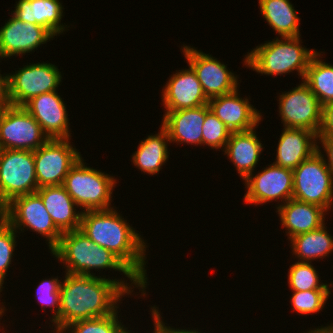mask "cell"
Here are the masks:
<instances>
[{
	"label": "cell",
	"instance_id": "b9f144b4",
	"mask_svg": "<svg viewBox=\"0 0 333 333\" xmlns=\"http://www.w3.org/2000/svg\"><path fill=\"white\" fill-rule=\"evenodd\" d=\"M5 307H0V317L2 316V314L4 313V311H5V309H4Z\"/></svg>",
	"mask_w": 333,
	"mask_h": 333
},
{
	"label": "cell",
	"instance_id": "1f68e13d",
	"mask_svg": "<svg viewBox=\"0 0 333 333\" xmlns=\"http://www.w3.org/2000/svg\"><path fill=\"white\" fill-rule=\"evenodd\" d=\"M231 132L211 110L206 114L203 123L202 144L212 149H225Z\"/></svg>",
	"mask_w": 333,
	"mask_h": 333
},
{
	"label": "cell",
	"instance_id": "30bf717a",
	"mask_svg": "<svg viewBox=\"0 0 333 333\" xmlns=\"http://www.w3.org/2000/svg\"><path fill=\"white\" fill-rule=\"evenodd\" d=\"M33 155L38 188L63 185L68 172L81 158L69 139H49Z\"/></svg>",
	"mask_w": 333,
	"mask_h": 333
},
{
	"label": "cell",
	"instance_id": "4dcf8cb0",
	"mask_svg": "<svg viewBox=\"0 0 333 333\" xmlns=\"http://www.w3.org/2000/svg\"><path fill=\"white\" fill-rule=\"evenodd\" d=\"M330 294L329 290L293 291L291 305L300 314L316 313L324 308Z\"/></svg>",
	"mask_w": 333,
	"mask_h": 333
},
{
	"label": "cell",
	"instance_id": "f546056e",
	"mask_svg": "<svg viewBox=\"0 0 333 333\" xmlns=\"http://www.w3.org/2000/svg\"><path fill=\"white\" fill-rule=\"evenodd\" d=\"M68 329L71 330L69 333H120L124 325L119 323L116 311L104 317L72 322L61 333Z\"/></svg>",
	"mask_w": 333,
	"mask_h": 333
},
{
	"label": "cell",
	"instance_id": "4fadbf2b",
	"mask_svg": "<svg viewBox=\"0 0 333 333\" xmlns=\"http://www.w3.org/2000/svg\"><path fill=\"white\" fill-rule=\"evenodd\" d=\"M182 50L208 99L231 93L237 89L239 85L237 77L227 69L226 65L211 55L190 46L184 45Z\"/></svg>",
	"mask_w": 333,
	"mask_h": 333
},
{
	"label": "cell",
	"instance_id": "f35d334b",
	"mask_svg": "<svg viewBox=\"0 0 333 333\" xmlns=\"http://www.w3.org/2000/svg\"><path fill=\"white\" fill-rule=\"evenodd\" d=\"M308 333H333V326H326V327H321L317 328L315 330H310Z\"/></svg>",
	"mask_w": 333,
	"mask_h": 333
},
{
	"label": "cell",
	"instance_id": "44dd1931",
	"mask_svg": "<svg viewBox=\"0 0 333 333\" xmlns=\"http://www.w3.org/2000/svg\"><path fill=\"white\" fill-rule=\"evenodd\" d=\"M36 193L41 197L53 223L61 233L80 228L82 210L78 213L75 211L76 203L63 185L41 187Z\"/></svg>",
	"mask_w": 333,
	"mask_h": 333
},
{
	"label": "cell",
	"instance_id": "d590c367",
	"mask_svg": "<svg viewBox=\"0 0 333 333\" xmlns=\"http://www.w3.org/2000/svg\"><path fill=\"white\" fill-rule=\"evenodd\" d=\"M324 148V152L326 153L328 159V163H326L330 173L333 177V136H317Z\"/></svg>",
	"mask_w": 333,
	"mask_h": 333
},
{
	"label": "cell",
	"instance_id": "74e56055",
	"mask_svg": "<svg viewBox=\"0 0 333 333\" xmlns=\"http://www.w3.org/2000/svg\"><path fill=\"white\" fill-rule=\"evenodd\" d=\"M8 106L7 90H0V118Z\"/></svg>",
	"mask_w": 333,
	"mask_h": 333
},
{
	"label": "cell",
	"instance_id": "ab89813d",
	"mask_svg": "<svg viewBox=\"0 0 333 333\" xmlns=\"http://www.w3.org/2000/svg\"><path fill=\"white\" fill-rule=\"evenodd\" d=\"M152 317H153V319H154V326H155V328H154V333H162L159 329H158V324H157V320H156V314H155V306L152 308Z\"/></svg>",
	"mask_w": 333,
	"mask_h": 333
},
{
	"label": "cell",
	"instance_id": "836d02e7",
	"mask_svg": "<svg viewBox=\"0 0 333 333\" xmlns=\"http://www.w3.org/2000/svg\"><path fill=\"white\" fill-rule=\"evenodd\" d=\"M60 285L61 282L58 280V278H52L43 280L37 287V299L42 303V308H52L51 310L54 314L52 316V322L59 316Z\"/></svg>",
	"mask_w": 333,
	"mask_h": 333
},
{
	"label": "cell",
	"instance_id": "9a60e30c",
	"mask_svg": "<svg viewBox=\"0 0 333 333\" xmlns=\"http://www.w3.org/2000/svg\"><path fill=\"white\" fill-rule=\"evenodd\" d=\"M56 91L38 95L23 107L40 124L49 139H69V122L66 106Z\"/></svg>",
	"mask_w": 333,
	"mask_h": 333
},
{
	"label": "cell",
	"instance_id": "8d00e7d4",
	"mask_svg": "<svg viewBox=\"0 0 333 333\" xmlns=\"http://www.w3.org/2000/svg\"><path fill=\"white\" fill-rule=\"evenodd\" d=\"M159 310L156 309L155 307V314H156V320H157V324H158V329L162 332V333H200L197 330H186V329H174V328H170V326H165V323H163V321L160 319L161 315L158 312Z\"/></svg>",
	"mask_w": 333,
	"mask_h": 333
},
{
	"label": "cell",
	"instance_id": "4316f807",
	"mask_svg": "<svg viewBox=\"0 0 333 333\" xmlns=\"http://www.w3.org/2000/svg\"><path fill=\"white\" fill-rule=\"evenodd\" d=\"M326 225L289 239L292 243L293 255H297L300 262H311L312 259L324 258L333 251V237L328 233Z\"/></svg>",
	"mask_w": 333,
	"mask_h": 333
},
{
	"label": "cell",
	"instance_id": "52a82bcc",
	"mask_svg": "<svg viewBox=\"0 0 333 333\" xmlns=\"http://www.w3.org/2000/svg\"><path fill=\"white\" fill-rule=\"evenodd\" d=\"M320 148L293 170L292 198L328 211L333 204V177Z\"/></svg>",
	"mask_w": 333,
	"mask_h": 333
},
{
	"label": "cell",
	"instance_id": "2e32d148",
	"mask_svg": "<svg viewBox=\"0 0 333 333\" xmlns=\"http://www.w3.org/2000/svg\"><path fill=\"white\" fill-rule=\"evenodd\" d=\"M53 37L43 26L23 22L12 14L0 29V55L10 58L30 53Z\"/></svg>",
	"mask_w": 333,
	"mask_h": 333
},
{
	"label": "cell",
	"instance_id": "e0dca14e",
	"mask_svg": "<svg viewBox=\"0 0 333 333\" xmlns=\"http://www.w3.org/2000/svg\"><path fill=\"white\" fill-rule=\"evenodd\" d=\"M238 90L210 98L209 108L230 132L247 131L257 127L261 114L247 98L242 99Z\"/></svg>",
	"mask_w": 333,
	"mask_h": 333
},
{
	"label": "cell",
	"instance_id": "cb8c5ba5",
	"mask_svg": "<svg viewBox=\"0 0 333 333\" xmlns=\"http://www.w3.org/2000/svg\"><path fill=\"white\" fill-rule=\"evenodd\" d=\"M62 9L59 0H19L13 15L23 22L41 25L57 36L65 30V25L60 23Z\"/></svg>",
	"mask_w": 333,
	"mask_h": 333
},
{
	"label": "cell",
	"instance_id": "484cf974",
	"mask_svg": "<svg viewBox=\"0 0 333 333\" xmlns=\"http://www.w3.org/2000/svg\"><path fill=\"white\" fill-rule=\"evenodd\" d=\"M261 14L282 37H299L300 20L289 0H259Z\"/></svg>",
	"mask_w": 333,
	"mask_h": 333
},
{
	"label": "cell",
	"instance_id": "9c48e42d",
	"mask_svg": "<svg viewBox=\"0 0 333 333\" xmlns=\"http://www.w3.org/2000/svg\"><path fill=\"white\" fill-rule=\"evenodd\" d=\"M4 219L16 230L29 227L47 238L50 251L58 244L62 233L53 223L37 193L13 198L4 206ZM23 226V227H22Z\"/></svg>",
	"mask_w": 333,
	"mask_h": 333
},
{
	"label": "cell",
	"instance_id": "7402d4cb",
	"mask_svg": "<svg viewBox=\"0 0 333 333\" xmlns=\"http://www.w3.org/2000/svg\"><path fill=\"white\" fill-rule=\"evenodd\" d=\"M283 228L288 238L320 228L324 223L326 210L318 205L289 199L277 207Z\"/></svg>",
	"mask_w": 333,
	"mask_h": 333
},
{
	"label": "cell",
	"instance_id": "8992f818",
	"mask_svg": "<svg viewBox=\"0 0 333 333\" xmlns=\"http://www.w3.org/2000/svg\"><path fill=\"white\" fill-rule=\"evenodd\" d=\"M38 189L33 151L3 149L0 156V222L13 198Z\"/></svg>",
	"mask_w": 333,
	"mask_h": 333
},
{
	"label": "cell",
	"instance_id": "7a4b0ae2",
	"mask_svg": "<svg viewBox=\"0 0 333 333\" xmlns=\"http://www.w3.org/2000/svg\"><path fill=\"white\" fill-rule=\"evenodd\" d=\"M114 208L82 211L79 230L95 244L116 255L145 285L144 240Z\"/></svg>",
	"mask_w": 333,
	"mask_h": 333
},
{
	"label": "cell",
	"instance_id": "f1b7e54d",
	"mask_svg": "<svg viewBox=\"0 0 333 333\" xmlns=\"http://www.w3.org/2000/svg\"><path fill=\"white\" fill-rule=\"evenodd\" d=\"M288 283L292 291L329 290L320 280L311 262H296L289 268Z\"/></svg>",
	"mask_w": 333,
	"mask_h": 333
},
{
	"label": "cell",
	"instance_id": "d6986e66",
	"mask_svg": "<svg viewBox=\"0 0 333 333\" xmlns=\"http://www.w3.org/2000/svg\"><path fill=\"white\" fill-rule=\"evenodd\" d=\"M209 105L166 111L162 126L167 130L169 142L202 145L203 123Z\"/></svg>",
	"mask_w": 333,
	"mask_h": 333
},
{
	"label": "cell",
	"instance_id": "ee69618b",
	"mask_svg": "<svg viewBox=\"0 0 333 333\" xmlns=\"http://www.w3.org/2000/svg\"><path fill=\"white\" fill-rule=\"evenodd\" d=\"M2 150H3V148H2L1 143H0V156H1Z\"/></svg>",
	"mask_w": 333,
	"mask_h": 333
},
{
	"label": "cell",
	"instance_id": "3957f363",
	"mask_svg": "<svg viewBox=\"0 0 333 333\" xmlns=\"http://www.w3.org/2000/svg\"><path fill=\"white\" fill-rule=\"evenodd\" d=\"M51 253L67 265L68 274L94 276L90 270L110 268L123 272L136 287L143 289L142 296L146 293V285L116 255L95 244L79 229L62 233Z\"/></svg>",
	"mask_w": 333,
	"mask_h": 333
},
{
	"label": "cell",
	"instance_id": "7c38bea8",
	"mask_svg": "<svg viewBox=\"0 0 333 333\" xmlns=\"http://www.w3.org/2000/svg\"><path fill=\"white\" fill-rule=\"evenodd\" d=\"M279 113L284 127L307 129L318 136L322 105L304 82L280 95Z\"/></svg>",
	"mask_w": 333,
	"mask_h": 333
},
{
	"label": "cell",
	"instance_id": "6da1fadb",
	"mask_svg": "<svg viewBox=\"0 0 333 333\" xmlns=\"http://www.w3.org/2000/svg\"><path fill=\"white\" fill-rule=\"evenodd\" d=\"M124 282L66 273L64 283L60 285L59 316L53 321L56 333H61L72 322L104 317L118 311V301L124 294L132 293V287Z\"/></svg>",
	"mask_w": 333,
	"mask_h": 333
},
{
	"label": "cell",
	"instance_id": "277c9868",
	"mask_svg": "<svg viewBox=\"0 0 333 333\" xmlns=\"http://www.w3.org/2000/svg\"><path fill=\"white\" fill-rule=\"evenodd\" d=\"M299 37H282L257 46L244 59L246 66L266 75H280L296 71L304 79L312 57L317 53L300 44Z\"/></svg>",
	"mask_w": 333,
	"mask_h": 333
},
{
	"label": "cell",
	"instance_id": "d4e9b609",
	"mask_svg": "<svg viewBox=\"0 0 333 333\" xmlns=\"http://www.w3.org/2000/svg\"><path fill=\"white\" fill-rule=\"evenodd\" d=\"M168 141H170L168 132L161 125L158 134L149 135L144 141L140 142L137 151L132 155L133 164L144 173L150 175L158 173L169 156Z\"/></svg>",
	"mask_w": 333,
	"mask_h": 333
},
{
	"label": "cell",
	"instance_id": "60d3db41",
	"mask_svg": "<svg viewBox=\"0 0 333 333\" xmlns=\"http://www.w3.org/2000/svg\"><path fill=\"white\" fill-rule=\"evenodd\" d=\"M0 58H3L1 55H0ZM0 74V90H7L6 89V76H3Z\"/></svg>",
	"mask_w": 333,
	"mask_h": 333
},
{
	"label": "cell",
	"instance_id": "ffe728a7",
	"mask_svg": "<svg viewBox=\"0 0 333 333\" xmlns=\"http://www.w3.org/2000/svg\"><path fill=\"white\" fill-rule=\"evenodd\" d=\"M317 135L307 129L284 127L274 164L294 170L317 151Z\"/></svg>",
	"mask_w": 333,
	"mask_h": 333
},
{
	"label": "cell",
	"instance_id": "603a6c76",
	"mask_svg": "<svg viewBox=\"0 0 333 333\" xmlns=\"http://www.w3.org/2000/svg\"><path fill=\"white\" fill-rule=\"evenodd\" d=\"M255 128L247 131L231 132L225 146V153L235 165L238 174L245 180L253 175V170L259 161L263 150Z\"/></svg>",
	"mask_w": 333,
	"mask_h": 333
},
{
	"label": "cell",
	"instance_id": "8fae6325",
	"mask_svg": "<svg viewBox=\"0 0 333 333\" xmlns=\"http://www.w3.org/2000/svg\"><path fill=\"white\" fill-rule=\"evenodd\" d=\"M49 138L40 124L24 108L9 105L0 118V143L3 149L35 151Z\"/></svg>",
	"mask_w": 333,
	"mask_h": 333
},
{
	"label": "cell",
	"instance_id": "83f0119b",
	"mask_svg": "<svg viewBox=\"0 0 333 333\" xmlns=\"http://www.w3.org/2000/svg\"><path fill=\"white\" fill-rule=\"evenodd\" d=\"M318 57L319 52L312 57L302 82L310 88L323 106L333 102V65L323 62Z\"/></svg>",
	"mask_w": 333,
	"mask_h": 333
},
{
	"label": "cell",
	"instance_id": "7bdbcfd3",
	"mask_svg": "<svg viewBox=\"0 0 333 333\" xmlns=\"http://www.w3.org/2000/svg\"><path fill=\"white\" fill-rule=\"evenodd\" d=\"M120 333H130V331L129 330L127 331L126 328H125Z\"/></svg>",
	"mask_w": 333,
	"mask_h": 333
},
{
	"label": "cell",
	"instance_id": "ac0fdd59",
	"mask_svg": "<svg viewBox=\"0 0 333 333\" xmlns=\"http://www.w3.org/2000/svg\"><path fill=\"white\" fill-rule=\"evenodd\" d=\"M162 91V101L166 111L203 106L209 101L190 66L189 69H182L173 74Z\"/></svg>",
	"mask_w": 333,
	"mask_h": 333
},
{
	"label": "cell",
	"instance_id": "5b68a950",
	"mask_svg": "<svg viewBox=\"0 0 333 333\" xmlns=\"http://www.w3.org/2000/svg\"><path fill=\"white\" fill-rule=\"evenodd\" d=\"M82 157L70 169L63 186L83 211L108 210L116 180L113 176L86 167Z\"/></svg>",
	"mask_w": 333,
	"mask_h": 333
},
{
	"label": "cell",
	"instance_id": "d6a6232c",
	"mask_svg": "<svg viewBox=\"0 0 333 333\" xmlns=\"http://www.w3.org/2000/svg\"><path fill=\"white\" fill-rule=\"evenodd\" d=\"M16 232L5 219L0 222V287L4 283L6 272L16 246Z\"/></svg>",
	"mask_w": 333,
	"mask_h": 333
},
{
	"label": "cell",
	"instance_id": "ba28073f",
	"mask_svg": "<svg viewBox=\"0 0 333 333\" xmlns=\"http://www.w3.org/2000/svg\"><path fill=\"white\" fill-rule=\"evenodd\" d=\"M17 72V73H16ZM6 76L7 99L11 106L23 107L43 93L56 91L62 75L51 63H34Z\"/></svg>",
	"mask_w": 333,
	"mask_h": 333
},
{
	"label": "cell",
	"instance_id": "e575fe53",
	"mask_svg": "<svg viewBox=\"0 0 333 333\" xmlns=\"http://www.w3.org/2000/svg\"><path fill=\"white\" fill-rule=\"evenodd\" d=\"M318 136H333V102L322 106V123Z\"/></svg>",
	"mask_w": 333,
	"mask_h": 333
},
{
	"label": "cell",
	"instance_id": "5bb4252c",
	"mask_svg": "<svg viewBox=\"0 0 333 333\" xmlns=\"http://www.w3.org/2000/svg\"><path fill=\"white\" fill-rule=\"evenodd\" d=\"M245 184L247 192L244 201L247 204L258 205L279 198L286 203L293 196V170L273 163L254 177H247Z\"/></svg>",
	"mask_w": 333,
	"mask_h": 333
}]
</instances>
